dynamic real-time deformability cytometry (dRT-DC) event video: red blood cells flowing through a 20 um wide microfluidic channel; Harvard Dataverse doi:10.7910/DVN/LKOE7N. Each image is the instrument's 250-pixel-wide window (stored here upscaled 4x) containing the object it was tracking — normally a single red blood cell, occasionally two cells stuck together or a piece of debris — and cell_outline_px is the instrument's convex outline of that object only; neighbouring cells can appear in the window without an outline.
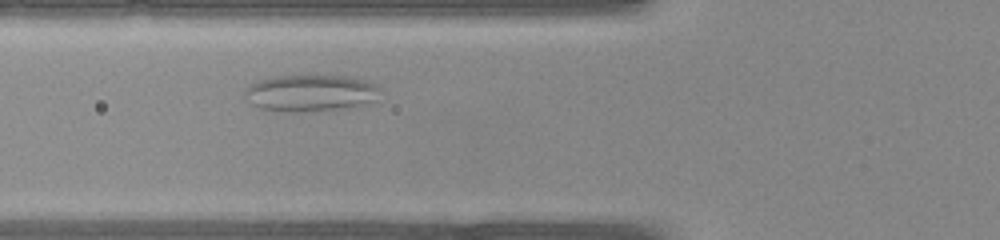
{"species": "common noctule bat (a hibernating species)", "species_latin": "Nyctalus noctula", "temperature_condition": "warm", "stored_images_in_passage": 24, "camera_frame_rate_fps": 3000, "um_per_image_px": 0.085, "animal": {"sex": "female", "body_mass_g": 22.0, "forearm_length_mm": 56.7}, "frame": {"image": 1, "passage_image": 4, "time_ms": 1.0, "image_size_px": [1000, 240], "cell_outline_px": [[380, 88], [376, 100], [356, 108], [296, 112], [292, 112], [260, 108], [252, 104], [244, 96], [244, 88], [260, 80], [276, 76], [348, 76], [368, 80], [376, 84]], "centroid_in_image_um": [26.45, 7.92], "position_along_channel_um": 99.3, "area_um2": 29.25}}
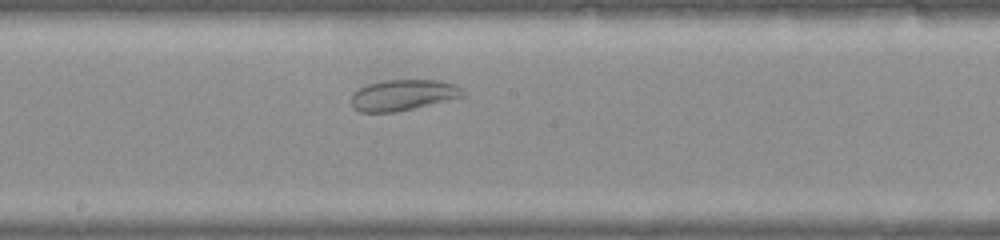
{"frame": {"image": 2, "passage_image": 11, "time_ms": 3.333, "image_size_px": [1000, 240], "cell_outline_px": [[464, 96], [396, 112], [360, 112], [352, 108], [352, 92], [368, 84], [384, 80], [436, 80], [456, 84], [464, 92]], "centroid_in_image_um": [34.22, 8.08], "position_along_channel_um": 214.0, "area_um2": 19.94}}